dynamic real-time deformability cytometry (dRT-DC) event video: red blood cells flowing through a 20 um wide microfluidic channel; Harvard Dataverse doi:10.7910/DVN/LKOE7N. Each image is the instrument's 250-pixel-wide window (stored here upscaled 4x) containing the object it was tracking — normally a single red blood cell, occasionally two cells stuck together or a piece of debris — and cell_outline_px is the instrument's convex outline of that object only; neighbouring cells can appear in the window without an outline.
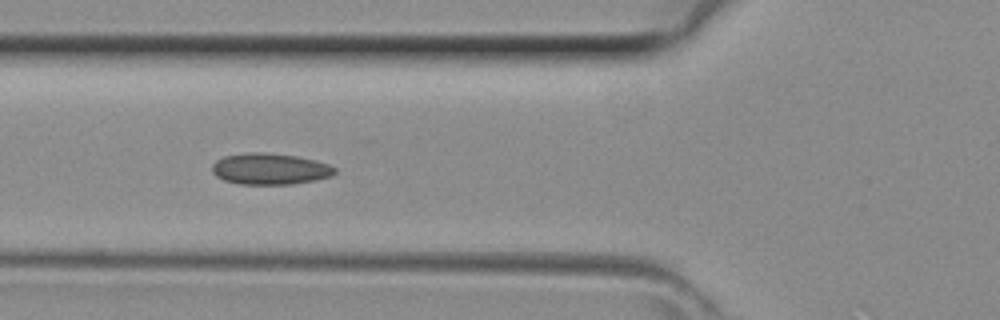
{"species": "common noctule bat (a hibernating species)", "species_latin": "Nyctalus noctula", "temperature_condition": "room temperature", "stored_images_in_passage": 35, "camera_frame_rate_fps": 3000, "um_per_image_px": 0.085, "animal": {"sex": "female", "body_mass_g": 29.2, "forearm_length_mm": 56.3}, "frame": {"image": 1, "passage_image": 7, "time_ms": 2.0, "image_size_px": [1000, 320], "cell_outline_px": [[336, 172], [332, 176], [316, 180], [292, 184], [240, 184], [224, 180], [216, 176], [212, 172], [212, 164], [216, 160], [224, 156], [248, 152], [268, 152], [296, 156], [316, 160], [328, 164], [336, 168]], "centroid_in_image_um": [22.95, 14.35], "position_along_channel_um": 102.8, "area_um2": 22.54}}
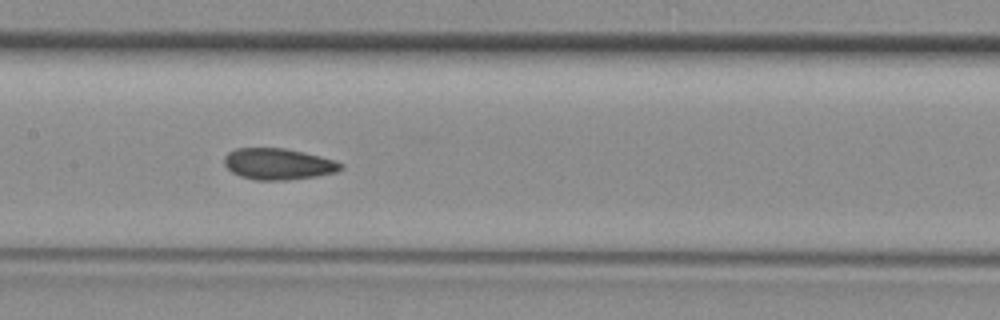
{"frame": {"image": 2, "passage_image": 12, "time_ms": 3.667, "image_size_px": [1000, 320], "cell_outline_px": [[344, 168], [336, 172], [316, 176], [288, 180], [256, 180], [240, 176], [232, 172], [224, 164], [224, 156], [228, 152], [236, 148], [284, 148], [304, 152], [336, 160], [344, 164]], "centroid_in_image_um": [23.67, 13.94], "position_along_channel_um": 183.7, "area_um2": 21.39}}
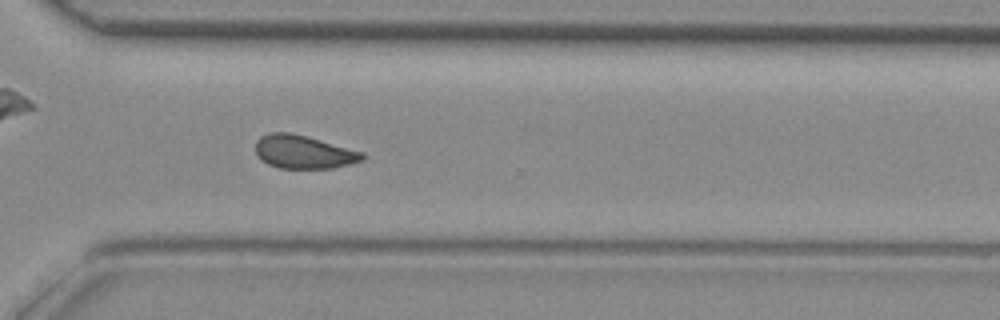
{"frame": {"image": 3, "passage_image": 22, "time_ms": 7.0, "image_size_px": [1000, 320], "cell_outline_px": [[364, 160], [332, 168], [280, 168], [268, 164], [260, 160], [256, 156], [256, 140], [260, 136], [272, 132], [292, 132], [308, 136], [364, 152]], "centroid_in_image_um": [25.78, 12.9], "position_along_channel_um": 344.8, "area_um2": 20.92}}